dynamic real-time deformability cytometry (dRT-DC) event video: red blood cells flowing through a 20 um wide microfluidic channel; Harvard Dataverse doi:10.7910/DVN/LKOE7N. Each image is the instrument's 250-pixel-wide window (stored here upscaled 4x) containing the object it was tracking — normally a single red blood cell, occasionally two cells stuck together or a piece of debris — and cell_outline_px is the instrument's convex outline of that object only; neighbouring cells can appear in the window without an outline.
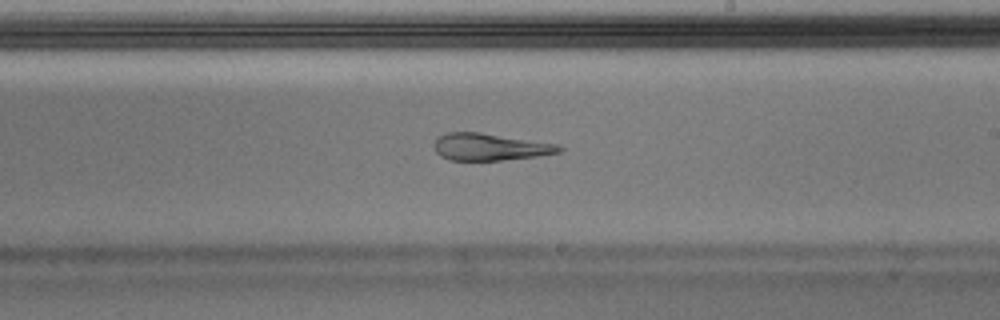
{"species": "Egyptian fruit bat (a non-hibernating species)", "species_latin": "Rousettus aegyptiacus", "temperature_condition": "warm", "stored_images_in_passage": 49, "camera_frame_rate_fps": 3000, "um_per_image_px": 0.085, "animal": {"sex": "male"}, "frame": {"image": 1, "passage_image": 28, "time_ms": 9.0, "image_size_px": [1000, 320], "cell_outline_px": [[564, 148], [560, 152], [536, 156], [500, 160], [448, 160], [440, 156], [436, 152], [436, 136], [448, 132], [480, 132], [560, 144]], "centroid_in_image_um": [41.66, 12.48], "position_along_channel_um": 247.3, "area_um2": 19.71}}
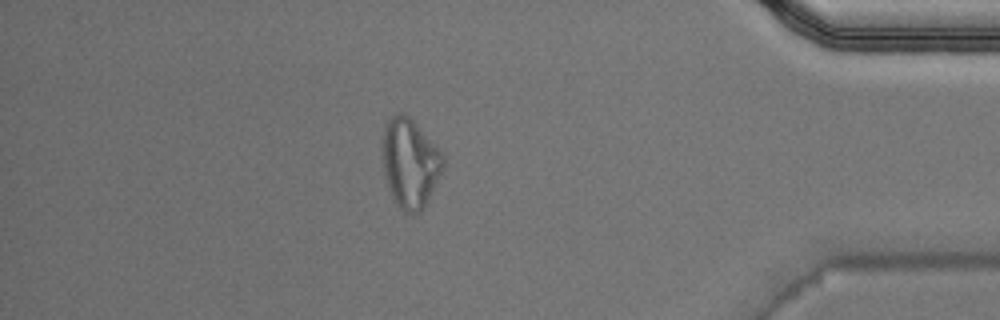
{"frame": {"image": 2, "passage_image": 42, "time_ms": 13.667, "image_size_px": [1000, 320], "cell_outline_px": [[444, 168], [424, 208], [420, 212], [404, 212], [396, 200], [388, 184], [384, 168], [384, 132], [388, 120], [392, 116], [400, 112], [404, 112], [416, 124], [444, 156]], "centroid_in_image_um": [34.89, 13.86], "position_along_channel_um": 400.3, "area_um2": 30.4}, "authors_computed_cell_mechanics": {"area_um2": 22.831, "velocity_mm_per_s": 4.0477, "shape_relaxation_time_tau1_ms": null, "shape_relaxation_time_tau2_ms": 1.7646, "deformation_change_tau1": null, "deformation_change_tau2": 0.1064}}